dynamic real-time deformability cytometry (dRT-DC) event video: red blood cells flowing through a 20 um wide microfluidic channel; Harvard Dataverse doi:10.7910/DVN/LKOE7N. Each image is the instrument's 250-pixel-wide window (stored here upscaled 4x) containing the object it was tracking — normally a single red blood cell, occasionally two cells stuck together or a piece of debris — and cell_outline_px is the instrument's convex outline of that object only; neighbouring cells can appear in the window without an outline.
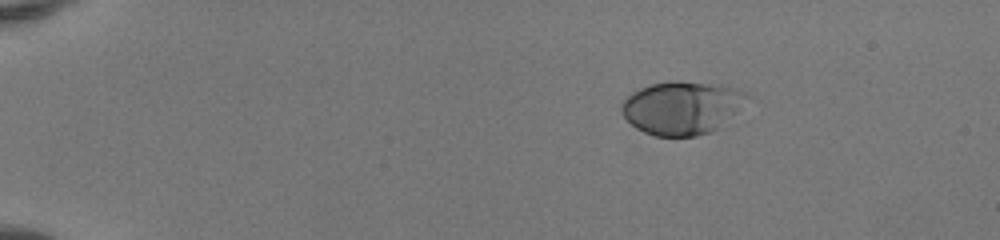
{"species": "human", "species_latin": "Homo sapiens", "temperature_condition": "room temperature", "stored_images_in_passage": 31, "camera_frame_rate_fps": 3000, "um_per_image_px": 0.085, "donor": {"sex": "female"}, "frame": {"image": 1, "passage_image": 1, "time_ms": 0.0, "image_size_px": [1000, 240], "cell_outline_px": [[748, 96], [736, 112], [712, 132], [696, 136], [656, 136], [644, 132], [636, 128], [620, 112], [620, 104], [632, 92], [640, 88], [652, 84], [668, 80], [680, 80], [732, 88], [744, 92]], "centroid_in_image_um": [57.88, 9.16], "position_along_channel_um": 27.1, "area_um2": 38.32}}
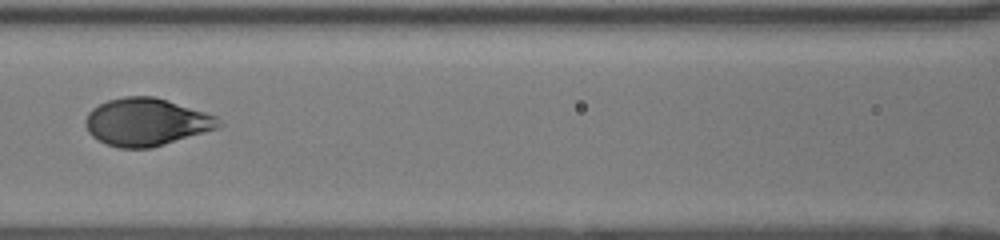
{"frame": {"image": 2, "passage_image": 18, "time_ms": 5.667, "image_size_px": [1000, 240], "cell_outline_px": [[224, 124], [216, 128], [152, 148], [120, 148], [108, 144], [92, 136], [88, 132], [84, 124], [84, 120], [88, 112], [92, 108], [108, 100], [124, 96], [156, 96], [216, 116]], "centroid_in_image_um": [12.4, 10.36], "position_along_channel_um": 154.2, "area_um2": 36.76}}
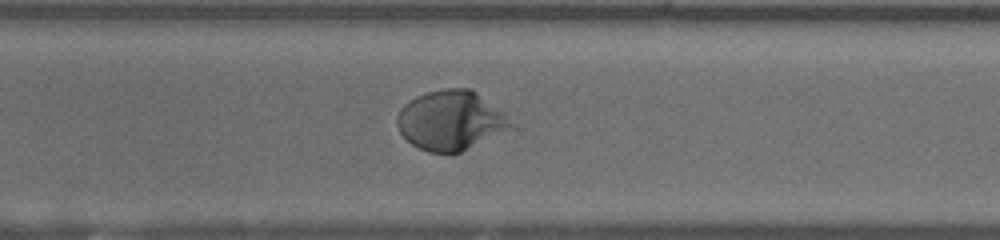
{"frame": {"image": 3, "passage_image": 31, "time_ms": 10.0, "image_size_px": [1000, 240], "cell_outline_px": [[516, 124], [512, 128], [452, 156], [428, 152], [412, 144], [400, 132], [396, 124], [396, 116], [400, 108], [404, 104], [416, 96], [428, 92], [444, 88], [472, 88], [508, 112]], "centroid_in_image_um": [38.38, 10.23], "position_along_channel_um": 332.2, "area_um2": 40.52}}